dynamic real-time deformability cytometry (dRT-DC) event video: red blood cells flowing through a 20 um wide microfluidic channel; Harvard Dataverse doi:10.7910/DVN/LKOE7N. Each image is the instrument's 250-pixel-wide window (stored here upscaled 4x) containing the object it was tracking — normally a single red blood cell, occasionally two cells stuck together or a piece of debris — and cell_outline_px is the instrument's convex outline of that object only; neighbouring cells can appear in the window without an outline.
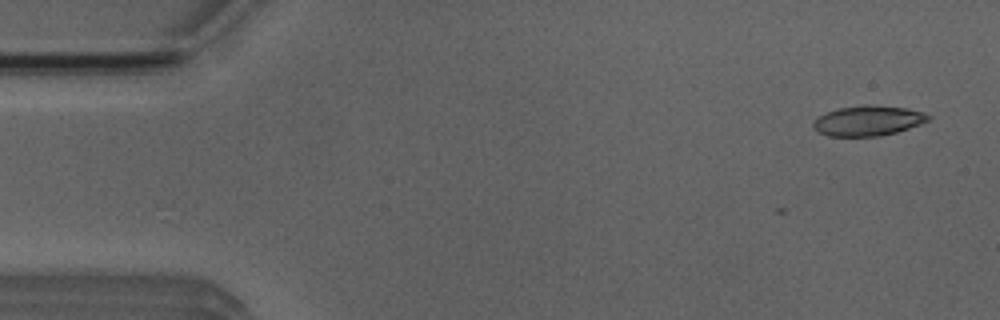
{"species": "Egyptian fruit bat (a non-hibernating species)", "species_latin": "Rousettus aegyptiacus", "temperature_condition": "room temperature", "stored_images_in_passage": 5, "camera_frame_rate_fps": 3000, "um_per_image_px": 0.085, "animal": {"sex": "male"}, "frame": {"image": 1, "passage_image": 2, "time_ms": 1.333, "image_size_px": [1000, 320], "cell_outline_px": [[932, 116], [928, 120], [920, 124], [896, 132], [880, 136], [828, 136], [812, 128], [812, 124], [820, 116], [828, 112], [840, 108], [864, 104], [868, 104], [908, 108], [924, 112]], "centroid_in_image_um": [73.81, 10.25], "position_along_channel_um": 11.2, "area_um2": 20.11}}
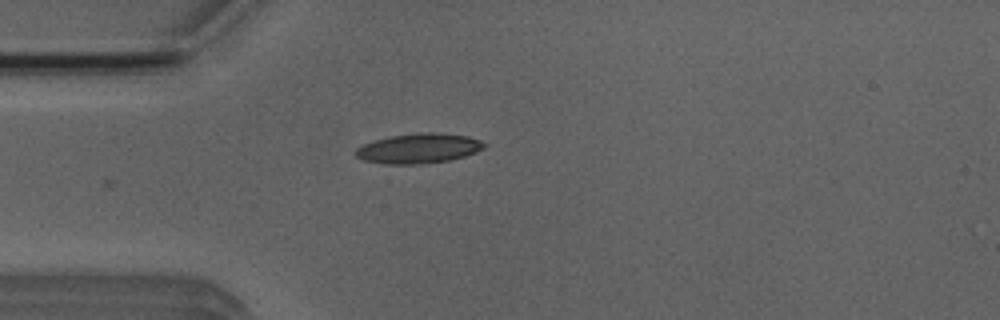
{"frame": {"image": 2, "passage_image": 5, "time_ms": 5.0, "image_size_px": [1000, 320], "cell_outline_px": [[488, 144], [484, 148], [476, 152], [452, 160], [420, 164], [384, 164], [364, 160], [356, 156], [356, 148], [364, 144], [376, 140], [392, 136], [420, 132], [436, 132], [468, 136], [480, 140]], "centroid_in_image_um": [35.63, 12.61], "position_along_channel_um": 49.4, "area_um2": 22.37}}